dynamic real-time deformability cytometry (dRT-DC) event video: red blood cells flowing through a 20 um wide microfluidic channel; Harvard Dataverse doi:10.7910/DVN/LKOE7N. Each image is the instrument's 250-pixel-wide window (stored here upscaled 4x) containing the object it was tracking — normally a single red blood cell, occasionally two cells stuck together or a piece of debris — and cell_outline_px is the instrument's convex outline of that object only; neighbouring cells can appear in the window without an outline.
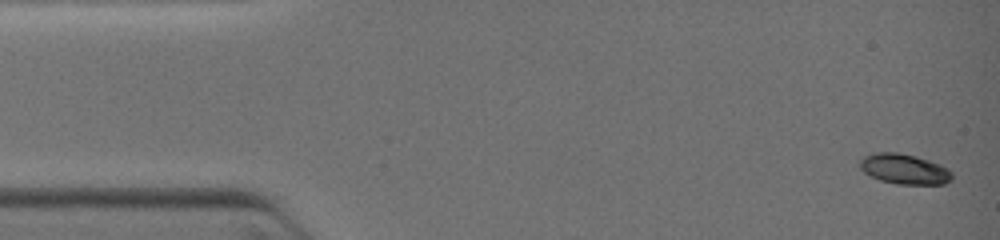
{"species": "common noctule bat (a hibernating species)", "species_latin": "Nyctalus noctula", "temperature_condition": "warm", "stored_images_in_passage": 3, "camera_frame_rate_fps": 3000, "um_per_image_px": 0.085, "animal": {"sex": "female", "body_mass_g": 19.0, "forearm_length_mm": 51.5}, "frame": {"image": 1, "passage_image": 1, "time_ms": 0.0, "image_size_px": [1000, 240], "cell_outline_px": [[952, 180], [944, 184], [896, 184], [880, 180], [864, 172], [860, 168], [860, 160], [864, 156], [876, 152], [896, 152], [916, 156], [940, 164], [948, 168], [952, 172]], "centroid_in_image_um": [76.89, 14.37], "position_along_channel_um": 8.1, "area_um2": 16.24}}